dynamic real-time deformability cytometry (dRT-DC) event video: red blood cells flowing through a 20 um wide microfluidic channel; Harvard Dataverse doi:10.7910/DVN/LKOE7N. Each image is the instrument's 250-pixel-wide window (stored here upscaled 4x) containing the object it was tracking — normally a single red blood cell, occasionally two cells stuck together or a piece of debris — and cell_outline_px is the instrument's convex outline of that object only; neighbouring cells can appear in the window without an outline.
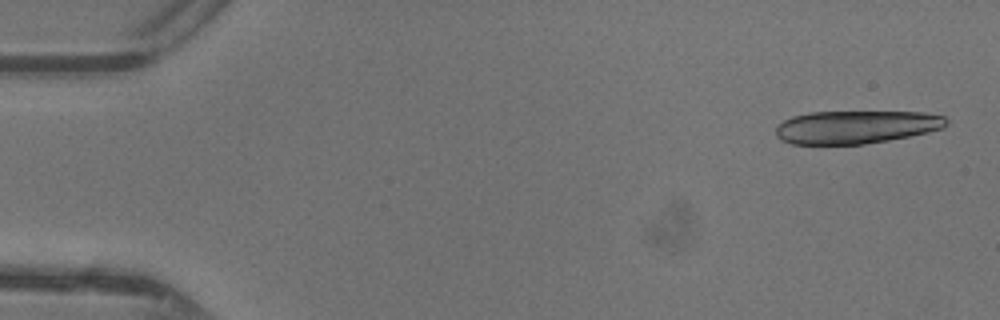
{"species": "common noctule bat (a hibernating species)", "species_latin": "Nyctalus noctula", "temperature_condition": "warm", "stored_images_in_passage": 9, "camera_frame_rate_fps": 3000, "um_per_image_px": 0.085, "animal": {"sex": "female"}, "frame": {"image": 1, "passage_image": 2, "time_ms": 0.333, "image_size_px": [1000, 320], "cell_outline_px": [[948, 124], [940, 128], [928, 132], [888, 140], [864, 144], [792, 144], [780, 140], [776, 136], [776, 124], [792, 116], [808, 112], [924, 112], [944, 116], [948, 120]], "centroid_in_image_um": [72.72, 10.79], "position_along_channel_um": 12.3, "area_um2": 32.89}}